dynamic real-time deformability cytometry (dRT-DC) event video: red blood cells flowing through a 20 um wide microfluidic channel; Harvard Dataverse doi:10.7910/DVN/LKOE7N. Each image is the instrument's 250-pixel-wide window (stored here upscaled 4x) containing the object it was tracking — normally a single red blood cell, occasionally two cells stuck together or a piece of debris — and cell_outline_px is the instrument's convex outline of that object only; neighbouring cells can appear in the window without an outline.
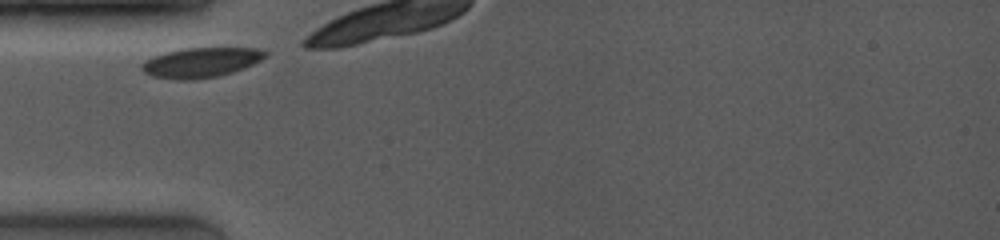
{"species": "common noctule bat (a hibernating species)", "species_latin": "Nyctalus noctula", "temperature_condition": "room temperature", "stored_images_in_passage": 13, "camera_frame_rate_fps": 4000, "um_per_image_px": 0.085, "animal": {"sex": "female", "body_mass_g": 19.0, "forearm_length_mm": 53.3}, "frame": {"image": 1, "passage_image": 1, "time_ms": 0.0, "image_size_px": [1000, 240], "cell_outline_px": [[268, 52], [260, 60], [244, 68], [232, 72], [216, 76], [188, 80], [176, 80], [152, 76], [144, 72], [140, 68], [140, 64], [144, 60], [152, 56], [184, 48], [256, 48]], "centroid_in_image_um": [17.02, 5.31], "position_along_channel_um": 68.0, "area_um2": 21.33}}